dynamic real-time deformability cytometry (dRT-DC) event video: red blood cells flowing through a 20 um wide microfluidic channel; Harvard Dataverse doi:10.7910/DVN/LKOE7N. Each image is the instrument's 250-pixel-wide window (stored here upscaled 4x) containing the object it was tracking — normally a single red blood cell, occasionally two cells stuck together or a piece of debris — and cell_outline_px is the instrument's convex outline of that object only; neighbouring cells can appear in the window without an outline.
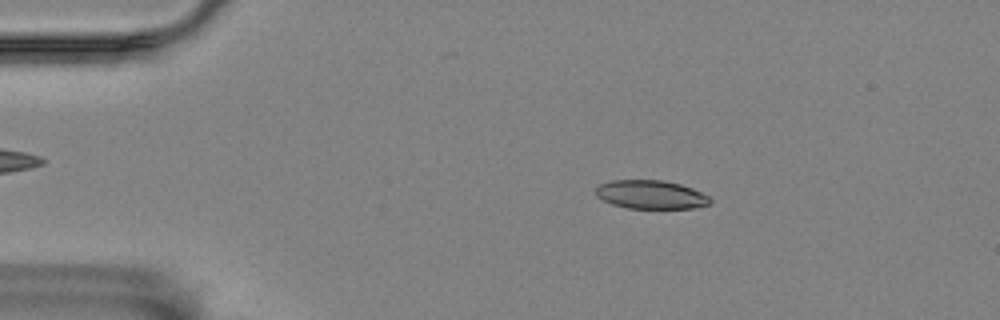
{"species": "Egyptian fruit bat (a non-hibernating species)", "species_latin": "Rousettus aegyptiacus", "temperature_condition": "room temperature", "stored_images_in_passage": 54, "camera_frame_rate_fps": 3000, "um_per_image_px": 0.085, "animal": {"sex": "female"}, "frame": {"image": 1, "passage_image": 7, "time_ms": 2.0, "image_size_px": [1000, 320], "cell_outline_px": [[712, 200], [708, 204], [696, 208], [628, 208], [612, 204], [596, 196], [596, 188], [600, 184], [612, 180], [664, 180], [680, 184], [692, 188], [708, 196]], "centroid_in_image_um": [55.32, 16.54], "position_along_channel_um": 29.7, "area_um2": 18.96}}
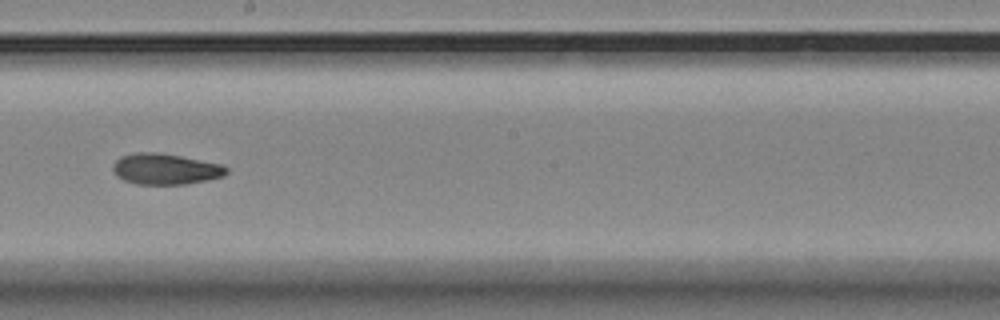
{"frame": {"image": 2, "passage_image": 29, "time_ms": 9.333, "image_size_px": [1000, 320], "cell_outline_px": [[228, 172], [224, 176], [208, 180], [184, 184], [136, 184], [124, 180], [116, 176], [112, 172], [112, 164], [120, 156], [136, 152], [156, 152], [180, 156], [220, 164], [228, 168]], "centroid_in_image_um": [14.02, 14.37], "position_along_channel_um": 234.2, "area_um2": 20.52}}
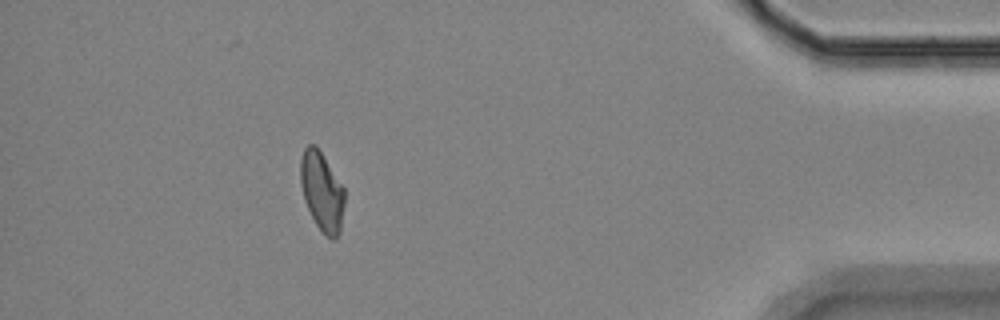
{"frame": {"image": 3, "passage_image": 48, "time_ms": 15.667, "image_size_px": [1000, 320], "cell_outline_px": [[344, 204], [340, 232], [336, 240], [332, 240], [316, 224], [304, 200], [300, 184], [300, 160], [304, 148], [308, 144], [316, 144], [344, 188]], "centroid_in_image_um": [27.35, 16.25], "position_along_channel_um": 407.8, "area_um2": 20.23}, "authors_computed_cell_mechanics": {"area_um2": 20.3745, "velocity_mm_per_s": 3.5, "shape_relaxation_time_tau1_ms": 11.2634, "shape_relaxation_time_tau2_ms": 4.317, "deformation_change_tau1": 0.215, "deformation_change_tau2": 0.099}}